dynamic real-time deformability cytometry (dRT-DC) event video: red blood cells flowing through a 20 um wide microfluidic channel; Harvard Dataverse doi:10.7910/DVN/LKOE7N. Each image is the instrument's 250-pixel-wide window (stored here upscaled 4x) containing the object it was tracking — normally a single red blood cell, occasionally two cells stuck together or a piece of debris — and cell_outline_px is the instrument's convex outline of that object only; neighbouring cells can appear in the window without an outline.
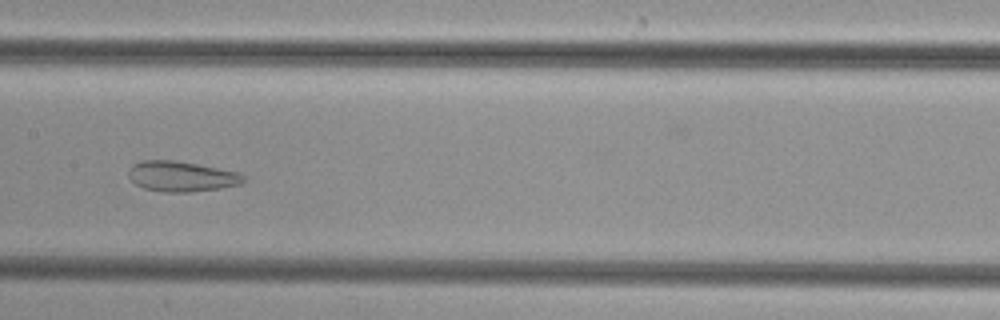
{"species": "common noctule bat (a hibernating species)", "species_latin": "Nyctalus noctula", "temperature_condition": "cold", "stored_images_in_passage": 26, "camera_frame_rate_fps": 3000, "um_per_image_px": 0.085, "animal": {"sex": "female", "body_mass_g": 29.2, "forearm_length_mm": 56.3}, "frame": {"image": 1, "passage_image": 15, "time_ms": 4.667, "image_size_px": [1000, 320], "cell_outline_px": [[248, 180], [240, 184], [220, 188], [188, 192], [164, 192], [144, 188], [136, 184], [128, 176], [128, 168], [132, 164], [144, 160], [176, 160], [236, 172], [244, 176]], "centroid_in_image_um": [15.4, 14.99], "position_along_channel_um": 192.0, "area_um2": 20.23}}
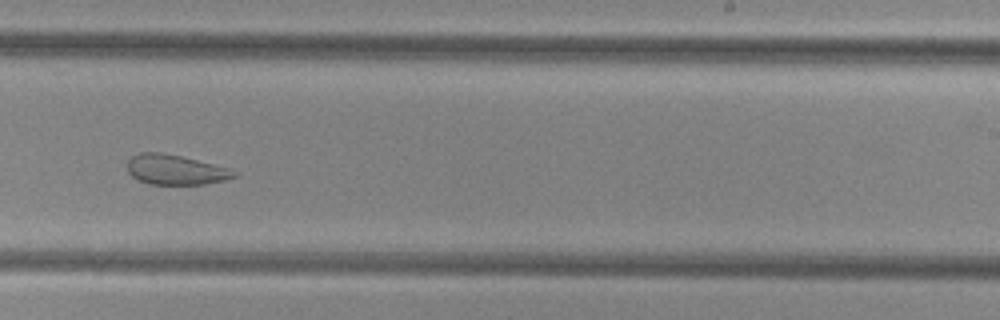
{"frame": {"image": 2, "passage_image": 21, "time_ms": 6.667, "image_size_px": [1000, 320], "cell_outline_px": [[240, 172], [236, 176], [224, 180], [204, 184], [148, 184], [132, 176], [128, 172], [128, 160], [132, 156], [140, 152], [160, 152], [180, 156], [228, 168]], "centroid_in_image_um": [14.91, 14.43], "position_along_channel_um": 274.1, "area_um2": 18.44}}
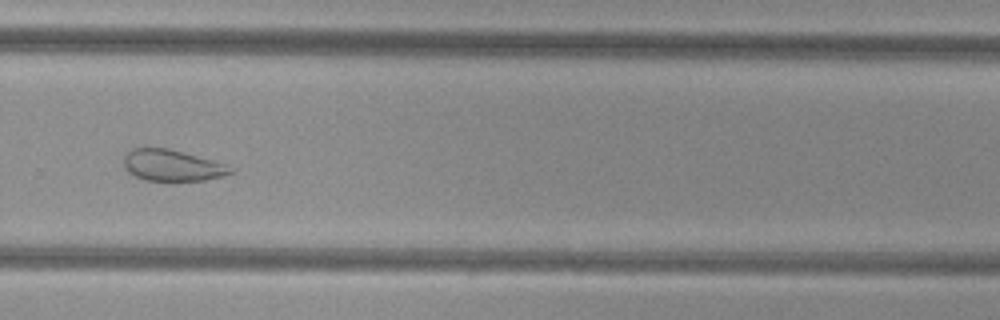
{"frame": {"image": 3, "passage_image": 24, "time_ms": 7.667, "image_size_px": [1000, 320], "cell_outline_px": [[232, 172], [224, 176], [204, 180], [144, 180], [128, 172], [124, 168], [124, 156], [132, 148], [168, 148], [212, 160], [224, 164]], "centroid_in_image_um": [14.57, 14.05], "position_along_channel_um": 315.2, "area_um2": 19.07}}